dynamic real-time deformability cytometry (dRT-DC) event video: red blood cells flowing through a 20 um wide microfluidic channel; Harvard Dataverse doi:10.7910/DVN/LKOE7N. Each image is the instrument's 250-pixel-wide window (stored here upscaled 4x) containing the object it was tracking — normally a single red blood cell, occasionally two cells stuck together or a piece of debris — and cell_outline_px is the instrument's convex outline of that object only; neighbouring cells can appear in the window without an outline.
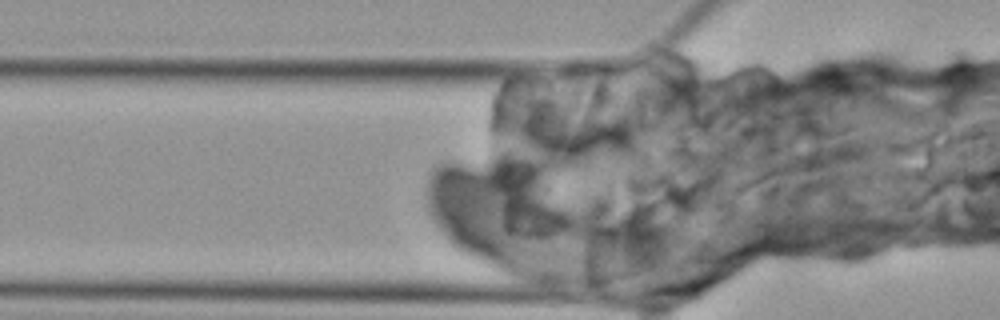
{"species": "Egyptian fruit bat (a non-hibernating species)", "species_latin": "Rousettus aegyptiacus", "temperature_condition": "cold", "stored_images_in_passage": 7, "camera_frame_rate_fps": 3000, "um_per_image_px": 0.085, "animal": {"sex": "female"}, "frame": {"image": 1, "passage_image": 6, "time_ms": 6.667, "image_size_px": [1000, 320], "cell_outline_px": [[568, 220], [548, 232], [528, 232], [484, 216], [492, 176], [500, 164], [524, 164], [532, 172]], "centroid_in_image_um": [44.34, 17.06], "position_along_channel_um": 81.5, "area_um2": 27.11}}